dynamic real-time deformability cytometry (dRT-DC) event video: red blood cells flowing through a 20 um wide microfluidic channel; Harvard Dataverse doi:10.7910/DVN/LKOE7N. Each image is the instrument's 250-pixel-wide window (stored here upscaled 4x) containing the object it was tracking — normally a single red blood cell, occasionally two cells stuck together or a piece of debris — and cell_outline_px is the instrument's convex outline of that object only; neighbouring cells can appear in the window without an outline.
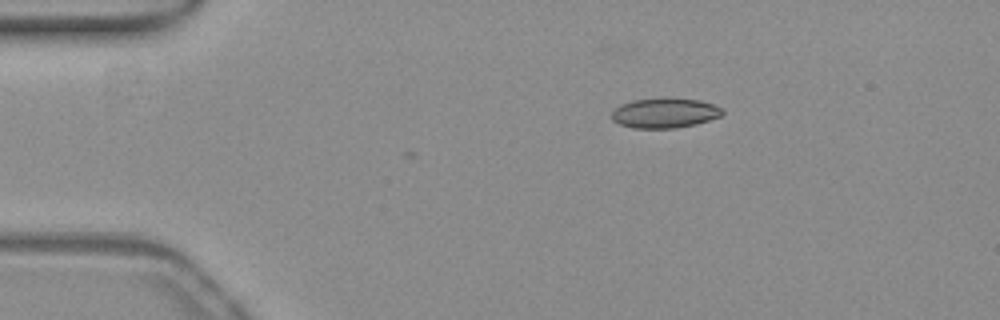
{"species": "common noctule bat (a hibernating species)", "species_latin": "Nyctalus noctula", "temperature_condition": "warm", "stored_images_in_passage": 4, "camera_frame_rate_fps": 3000, "um_per_image_px": 0.085, "animal": {"sex": "female", "body_mass_g": 19.3, "forearm_length_mm": 54.1}, "frame": {"image": 1, "passage_image": 1, "time_ms": 0.0, "image_size_px": [1000, 320], "cell_outline_px": [[724, 112], [720, 116], [696, 124], [676, 128], [632, 128], [620, 124], [612, 120], [612, 112], [620, 104], [632, 100], [700, 100], [712, 104], [720, 108]], "centroid_in_image_um": [56.47, 9.64], "position_along_channel_um": 28.5, "area_um2": 18.61}}